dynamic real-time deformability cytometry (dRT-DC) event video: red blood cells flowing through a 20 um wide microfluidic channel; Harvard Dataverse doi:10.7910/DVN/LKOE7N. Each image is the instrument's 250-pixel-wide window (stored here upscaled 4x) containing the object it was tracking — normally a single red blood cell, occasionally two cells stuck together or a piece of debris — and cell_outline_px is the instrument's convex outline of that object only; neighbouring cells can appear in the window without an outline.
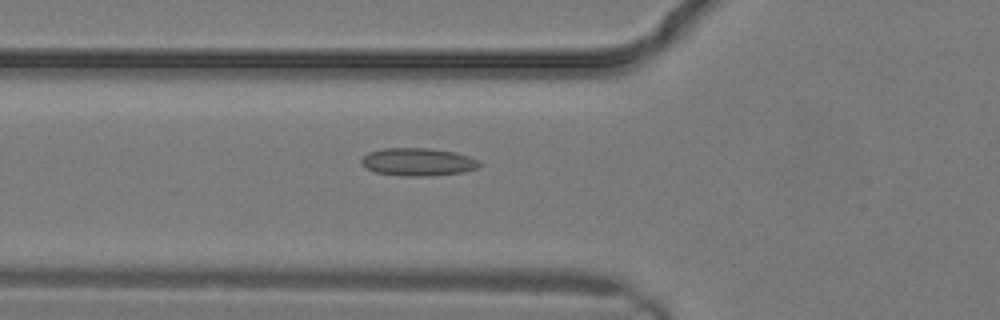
{"species": "common noctule bat (a hibernating species)", "species_latin": "Nyctalus noctula", "temperature_condition": "warm", "stored_images_in_passage": 17, "camera_frame_rate_fps": 3000, "um_per_image_px": 0.085, "animal": {"sex": "male", "body_mass_g": 19.2, "forearm_length_mm": 51.8}, "frame": {"image": 1, "passage_image": 7, "time_ms": 2.0, "image_size_px": [1000, 320], "cell_outline_px": [[480, 164], [476, 168], [464, 172], [428, 176], [404, 176], [376, 172], [364, 168], [360, 164], [360, 160], [368, 152], [384, 148], [428, 148], [456, 152], [468, 156], [476, 160]], "centroid_in_image_um": [35.47, 13.76], "position_along_channel_um": 90.3, "area_um2": 19.13}}
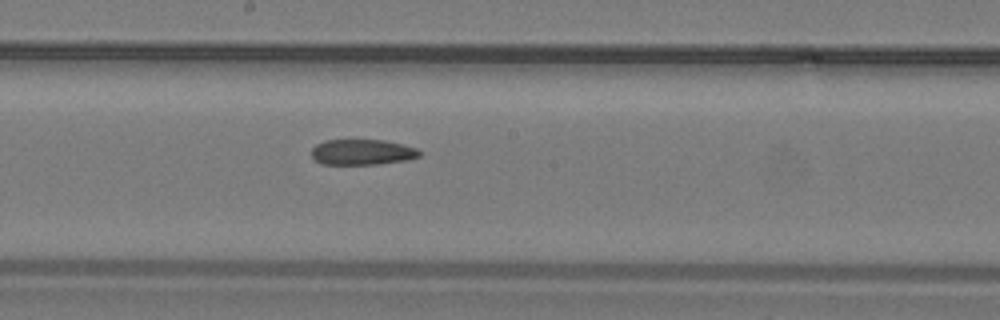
{"frame": {"image": 2, "passage_image": 12, "time_ms": 3.667, "image_size_px": [1000, 320], "cell_outline_px": [[420, 156], [408, 160], [376, 164], [320, 164], [312, 156], [312, 148], [316, 144], [324, 140], [384, 140], [416, 148], [420, 152]], "centroid_in_image_um": [30.77, 12.93], "position_along_channel_um": 217.4, "area_um2": 16.01}}
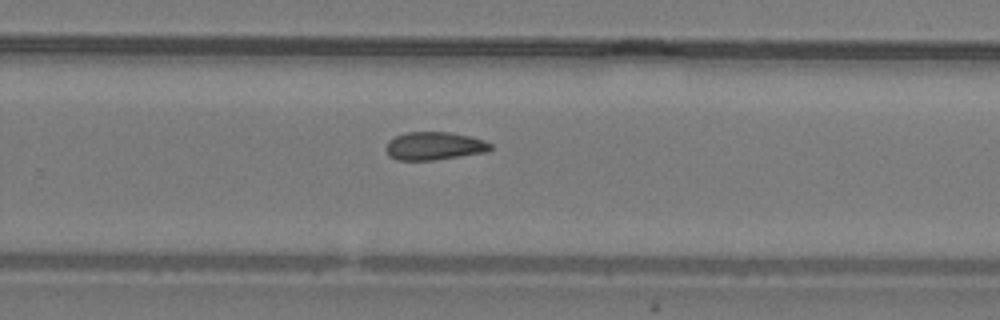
{"frame": {"image": 3, "passage_image": 15, "time_ms": 4.667, "image_size_px": [1000, 320], "cell_outline_px": [[492, 148], [488, 152], [432, 160], [396, 160], [388, 156], [388, 140], [396, 136], [408, 132], [452, 132], [472, 136], [484, 140], [492, 144]], "centroid_in_image_um": [36.96, 12.4], "position_along_channel_um": 292.8, "area_um2": 17.11}}